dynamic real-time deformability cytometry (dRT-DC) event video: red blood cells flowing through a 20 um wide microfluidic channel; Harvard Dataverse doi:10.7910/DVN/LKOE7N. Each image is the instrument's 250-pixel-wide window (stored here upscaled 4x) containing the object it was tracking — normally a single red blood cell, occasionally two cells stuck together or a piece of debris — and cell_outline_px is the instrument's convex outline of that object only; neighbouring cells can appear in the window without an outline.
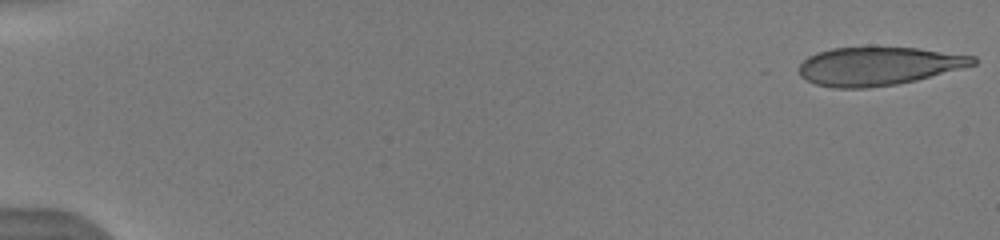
{"species": "human", "species_latin": "Homo sapiens", "temperature_condition": "warm", "stored_images_in_passage": 31, "camera_frame_rate_fps": 3000, "um_per_image_px": 0.085, "donor": {"sex": "male"}, "frame": {"image": 1, "passage_image": 1, "time_ms": 0.0, "image_size_px": [1000, 240], "cell_outline_px": [[976, 64], [916, 80], [896, 84], [868, 88], [832, 88], [816, 84], [800, 76], [800, 64], [808, 56], [816, 52], [832, 48], [920, 48], [976, 56]], "centroid_in_image_um": [74.66, 5.62], "position_along_channel_um": 10.3, "area_um2": 38.61}}
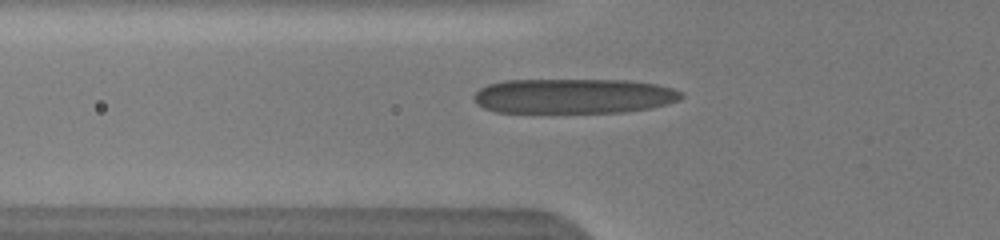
{"frame": {"image": 2, "passage_image": 10, "time_ms": 6.0, "image_size_px": [1000, 240], "cell_outline_px": [[684, 96], [680, 100], [668, 104], [652, 108], [624, 112], [496, 112], [484, 108], [476, 104], [472, 96], [480, 88], [488, 84], [504, 80], [628, 80], [656, 84], [672, 88], [684, 92]], "centroid_in_image_um": [48.78, 8.16], "position_along_channel_um": 77.0, "area_um2": 42.54}}
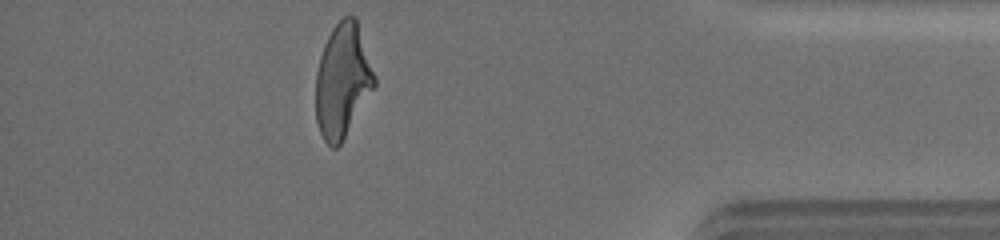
{"frame": {"image": 3, "passage_image": 29, "time_ms": 15.0, "image_size_px": [1000, 240], "cell_outline_px": [[376, 84], [340, 144], [336, 148], [332, 148], [324, 140], [320, 132], [316, 120], [316, 72], [320, 56], [324, 44], [332, 28], [344, 16], [356, 16], [376, 76]], "centroid_in_image_um": [29.12, 6.82], "position_along_channel_um": 406.1, "area_um2": 38.73}, "authors_computed_cell_mechanics": {"area_um2": 41.0958, "velocity_mm_per_s": 3.9971, "shape_relaxation_time_tau1_ms": 7.1349, "shape_relaxation_time_tau2_ms": null, "deformation_change_tau1": 0.2633, "deformation_change_tau2": null}}